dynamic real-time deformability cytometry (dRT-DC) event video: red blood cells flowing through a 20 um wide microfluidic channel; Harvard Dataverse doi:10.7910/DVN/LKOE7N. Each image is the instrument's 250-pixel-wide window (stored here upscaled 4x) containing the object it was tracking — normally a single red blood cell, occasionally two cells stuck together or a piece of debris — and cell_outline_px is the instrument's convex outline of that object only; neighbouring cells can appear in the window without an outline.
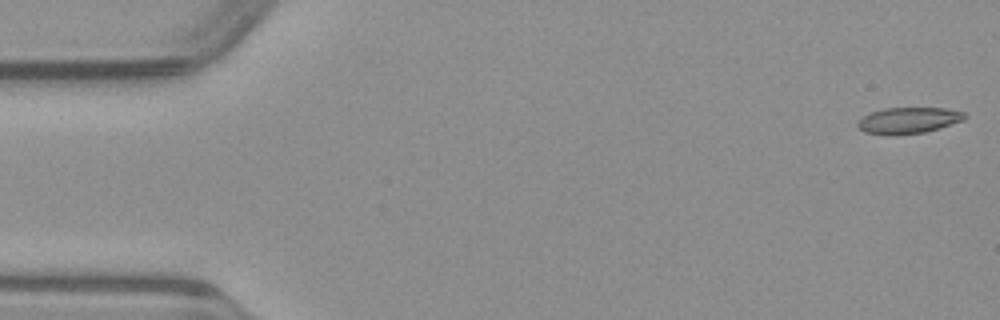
{"species": "common noctule bat (a hibernating species)", "species_latin": "Nyctalus noctula", "temperature_condition": "warm", "stored_images_in_passage": 49, "camera_frame_rate_fps": 3000, "um_per_image_px": 0.085, "animal": {"sex": "male", "body_mass_g": 23.1, "forearm_length_mm": 52.7}, "frame": {"image": 1, "passage_image": 1, "time_ms": 0.0, "image_size_px": [1000, 320], "cell_outline_px": [[968, 116], [964, 120], [940, 128], [924, 132], [896, 136], [892, 136], [864, 132], [856, 124], [864, 116], [872, 112], [884, 108], [944, 108], [964, 112]], "centroid_in_image_um": [77.24, 10.25], "position_along_channel_um": 7.8, "area_um2": 16.42}}
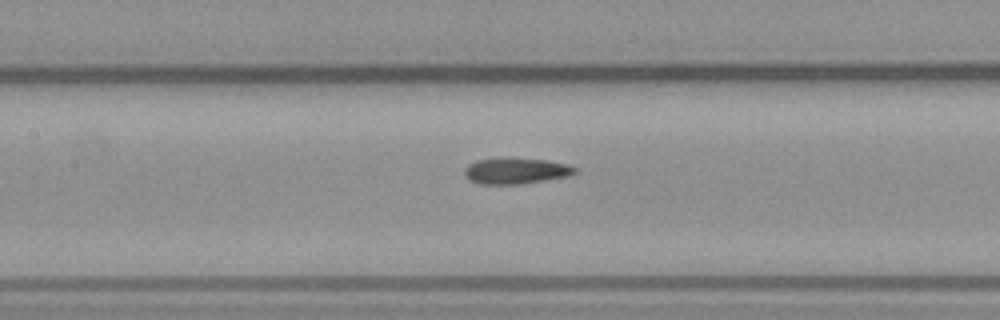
{"frame": {"image": 2, "passage_image": 22, "time_ms": 7.0, "image_size_px": [1000, 320], "cell_outline_px": [[576, 172], [572, 176], [520, 184], [480, 184], [468, 180], [464, 176], [464, 168], [468, 164], [476, 160], [500, 156], [508, 156], [548, 160], [568, 164], [576, 168]], "centroid_in_image_um": [43.82, 14.49], "position_along_channel_um": 163.6, "area_um2": 17.51}}
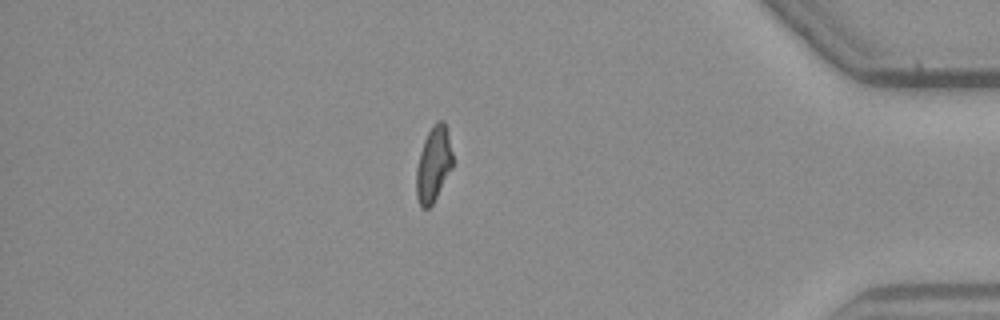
{"frame": {"image": 3, "passage_image": 42, "time_ms": 13.667, "image_size_px": [1000, 320], "cell_outline_px": [[452, 168], [432, 204], [428, 208], [420, 208], [416, 196], [416, 168], [420, 152], [424, 140], [432, 124], [436, 120], [444, 120], [452, 152]], "centroid_in_image_um": [36.82, 13.96], "position_along_channel_um": 398.4, "area_um2": 15.9}}